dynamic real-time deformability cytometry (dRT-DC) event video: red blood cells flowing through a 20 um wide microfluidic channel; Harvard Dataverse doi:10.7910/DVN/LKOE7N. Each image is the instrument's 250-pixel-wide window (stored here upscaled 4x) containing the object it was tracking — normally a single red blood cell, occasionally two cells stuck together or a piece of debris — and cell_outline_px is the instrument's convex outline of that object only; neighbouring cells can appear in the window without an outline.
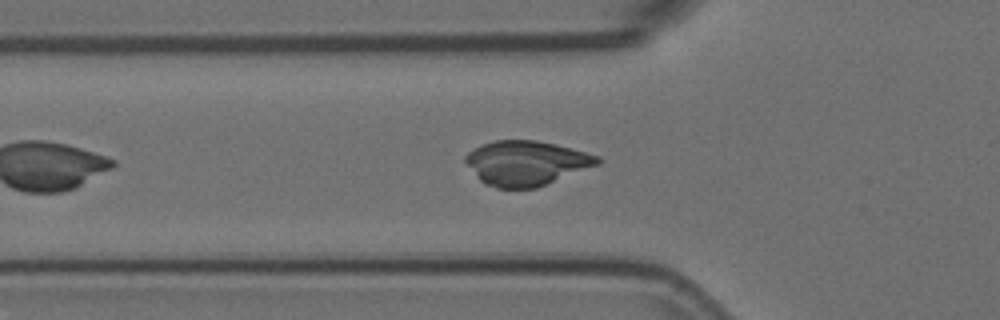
{"species": "Egyptian fruit bat (a non-hibernating species)", "species_latin": "Rousettus aegyptiacus", "temperature_condition": "room temperature", "stored_images_in_passage": 21, "camera_frame_rate_fps": 3000, "um_per_image_px": 0.085, "animal": {"sex": "female"}, "frame": {"image": 1, "passage_image": 7, "time_ms": 2.0, "image_size_px": [1000, 320], "cell_outline_px": [[600, 164], [536, 188], [496, 188], [484, 184], [476, 176], [464, 160], [464, 156], [468, 152], [484, 144], [496, 140], [536, 140], [556, 144], [600, 156]], "centroid_in_image_um": [44.73, 13.86], "position_along_channel_um": 81.1, "area_um2": 34.28}}
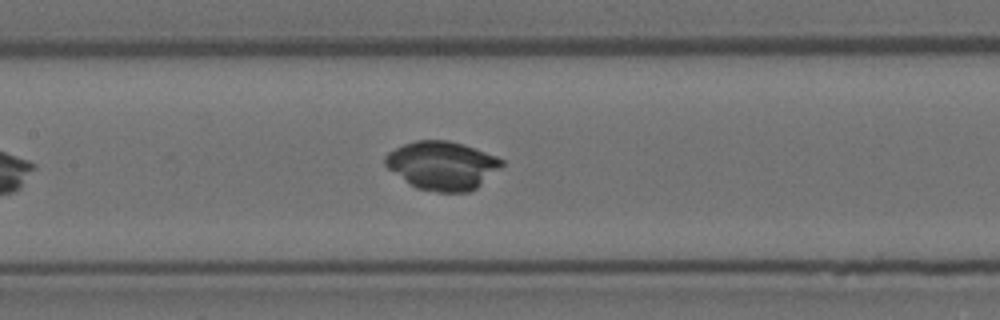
{"frame": {"image": 2, "passage_image": 14, "time_ms": 4.333, "image_size_px": [1000, 320], "cell_outline_px": [[504, 164], [500, 168], [476, 188], [468, 192], [436, 192], [416, 188], [388, 168], [384, 164], [384, 156], [388, 152], [404, 144], [416, 140], [448, 140], [496, 156], [504, 160]], "centroid_in_image_um": [37.57, 14.07], "position_along_channel_um": 169.8, "area_um2": 32.6}}
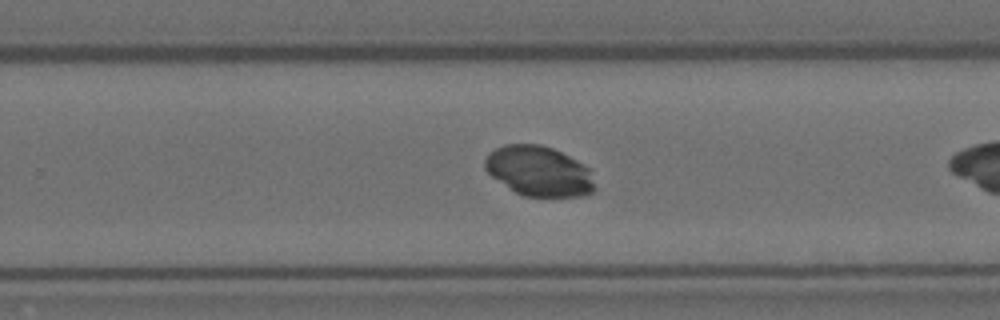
{"frame": {"image": 3, "passage_image": 20, "time_ms": 6.333, "image_size_px": [1000, 320], "cell_outline_px": [[596, 188], [592, 192], [584, 196], [524, 196], [516, 192], [492, 176], [484, 168], [484, 160], [496, 148], [504, 144], [540, 144], [552, 148], [592, 168]], "centroid_in_image_um": [45.86, 14.55], "position_along_channel_um": 283.9, "area_um2": 32.02}}